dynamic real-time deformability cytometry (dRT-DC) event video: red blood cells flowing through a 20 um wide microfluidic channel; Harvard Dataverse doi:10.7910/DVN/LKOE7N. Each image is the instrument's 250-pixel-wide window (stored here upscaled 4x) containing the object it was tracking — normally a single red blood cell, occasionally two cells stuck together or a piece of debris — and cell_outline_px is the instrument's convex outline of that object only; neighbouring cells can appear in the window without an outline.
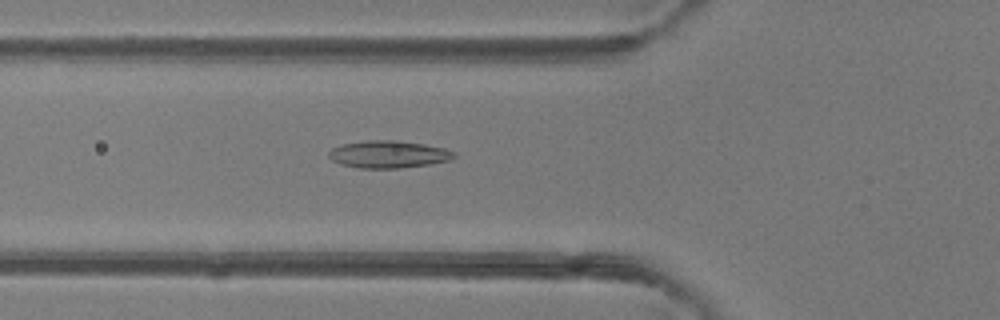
{"species": "common noctule bat (a hibernating species)", "species_latin": "Nyctalus noctula", "temperature_condition": "room temperature", "stored_images_in_passage": 49, "camera_frame_rate_fps": 3000, "um_per_image_px": 0.085, "animal": {"sex": "female"}, "frame": {"image": 1, "passage_image": 17, "time_ms": 5.333, "image_size_px": [1000, 320], "cell_outline_px": [[456, 156], [448, 160], [428, 164], [400, 168], [360, 168], [340, 164], [332, 160], [328, 156], [328, 152], [332, 148], [340, 144], [368, 140], [396, 140], [424, 144], [444, 148], [456, 152]], "centroid_in_image_um": [32.99, 13.11], "position_along_channel_um": 92.8, "area_um2": 19.94}}
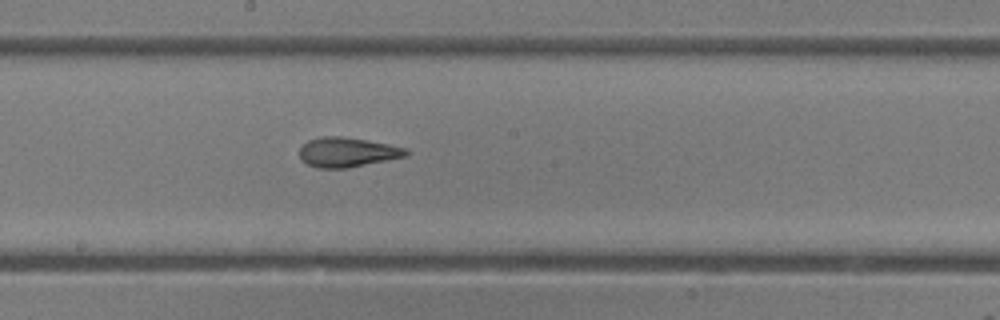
{"frame": {"image": 2, "passage_image": 26, "time_ms": 8.333, "image_size_px": [1000, 320], "cell_outline_px": [[408, 156], [348, 168], [316, 168], [300, 160], [300, 148], [308, 140], [320, 136], [340, 136], [388, 144], [408, 148]], "centroid_in_image_um": [29.51, 12.94], "position_along_channel_um": 218.7, "area_um2": 18.44}}
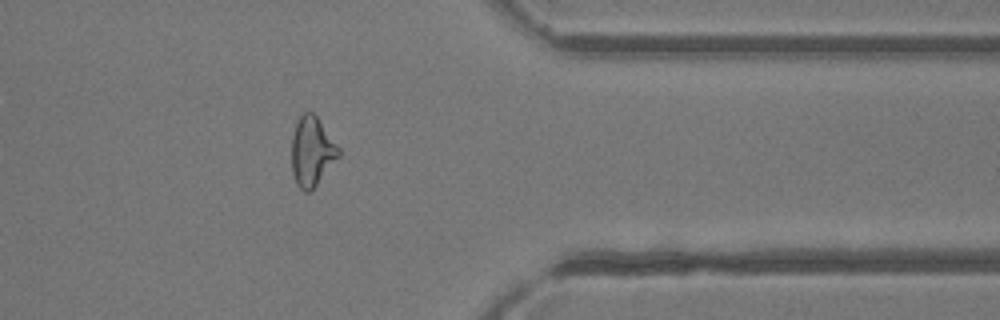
{"frame": {"image": 3, "passage_image": 39, "time_ms": 12.667, "image_size_px": [1000, 320], "cell_outline_px": [[340, 156], [316, 184], [308, 192], [304, 192], [296, 184], [292, 172], [292, 136], [296, 120], [304, 112], [312, 112], [316, 116], [340, 148]], "centroid_in_image_um": [26.5, 12.86], "position_along_channel_um": 384.9, "area_um2": 18.84}, "authors_computed_cell_mechanics": {"area_um2": 19.5942, "velocity_mm_per_s": 4.1668, "shape_relaxation_time_tau1_ms": 9.2413, "shape_relaxation_time_tau2_ms": 1.7167, "deformation_change_tau1": 0.2159, "deformation_change_tau2": 0.1025}}